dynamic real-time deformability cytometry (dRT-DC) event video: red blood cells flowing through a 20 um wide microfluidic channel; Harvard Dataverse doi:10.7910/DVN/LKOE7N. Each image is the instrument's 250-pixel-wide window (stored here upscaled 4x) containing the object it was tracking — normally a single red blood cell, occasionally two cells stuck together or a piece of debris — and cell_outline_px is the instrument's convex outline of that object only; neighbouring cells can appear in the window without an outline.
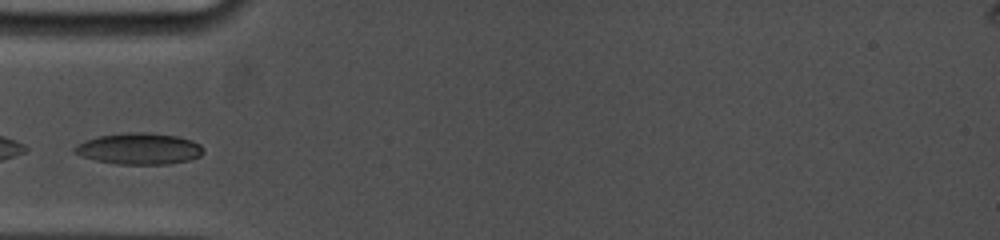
{"species": "common noctule bat (a hibernating species)", "species_latin": "Nyctalus noctula", "temperature_condition": "cold", "stored_images_in_passage": 4, "camera_frame_rate_fps": 5000, "um_per_image_px": 0.085, "animal": {"sex": "female", "body_mass_g": 19.0, "forearm_length_mm": 53.3}, "frame": {"image": 1, "passage_image": 1, "time_ms": 0.0, "image_size_px": [1000, 240], "cell_outline_px": [[204, 152], [200, 156], [188, 160], [168, 164], [116, 164], [96, 160], [72, 152], [72, 148], [76, 144], [84, 140], [100, 136], [124, 132], [144, 132], [176, 136], [192, 140], [200, 144], [204, 148]], "centroid_in_image_um": [11.82, 12.63], "position_along_channel_um": 73.2, "area_um2": 23.58}}